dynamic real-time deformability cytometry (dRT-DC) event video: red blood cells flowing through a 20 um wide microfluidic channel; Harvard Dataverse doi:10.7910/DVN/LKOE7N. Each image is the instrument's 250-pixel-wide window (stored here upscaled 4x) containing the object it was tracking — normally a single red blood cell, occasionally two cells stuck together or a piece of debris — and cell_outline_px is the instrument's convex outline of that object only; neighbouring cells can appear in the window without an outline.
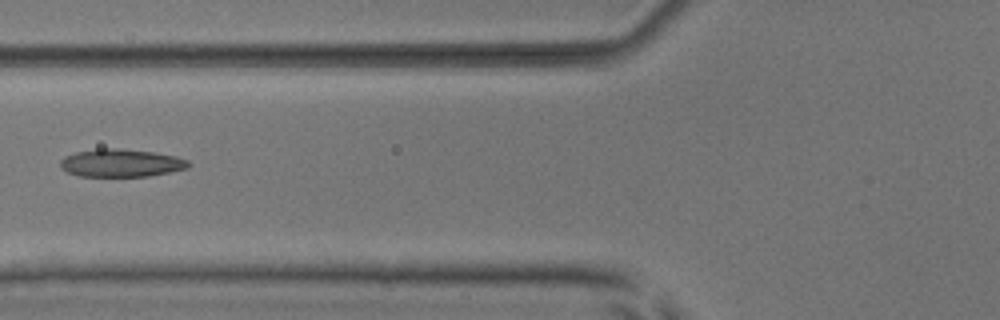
{"species": "common noctule bat (a hibernating species)", "species_latin": "Nyctalus noctula", "temperature_condition": "room temperature", "stored_images_in_passage": 7, "camera_frame_rate_fps": 3000, "um_per_image_px": 0.085, "animal": {"sex": "male", "body_mass_g": 17.9, "forearm_length_mm": 54.2}, "frame": {"image": 1, "passage_image": 6, "time_ms": 5.667, "image_size_px": [1000, 320], "cell_outline_px": [[192, 164], [188, 168], [148, 176], [76, 176], [60, 168], [60, 160], [64, 156], [76, 152], [100, 148], [120, 148], [156, 152], [176, 156], [188, 160]], "centroid_in_image_um": [10.29, 13.84], "position_along_channel_um": 115.5, "area_um2": 20.98}}
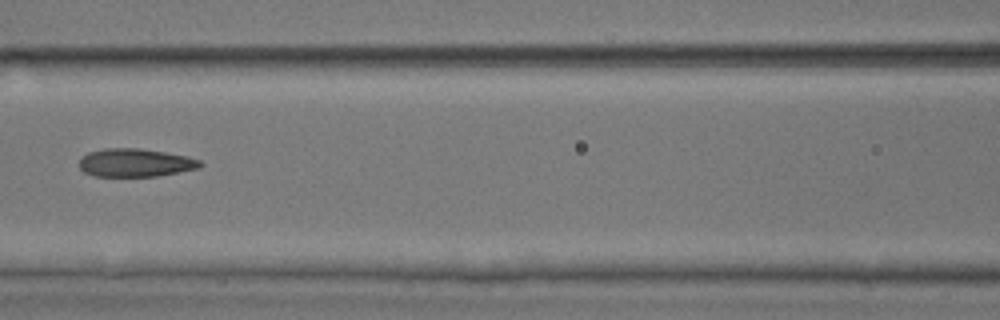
{"frame": {"image": 2, "passage_image": 7, "time_ms": 6.667, "image_size_px": [1000, 320], "cell_outline_px": [[204, 164], [200, 168], [156, 176], [96, 176], [84, 172], [80, 168], [80, 156], [88, 152], [104, 148], [140, 148], [188, 156], [200, 160]], "centroid_in_image_um": [11.51, 13.82], "position_along_channel_um": 155.1, "area_um2": 19.94}}